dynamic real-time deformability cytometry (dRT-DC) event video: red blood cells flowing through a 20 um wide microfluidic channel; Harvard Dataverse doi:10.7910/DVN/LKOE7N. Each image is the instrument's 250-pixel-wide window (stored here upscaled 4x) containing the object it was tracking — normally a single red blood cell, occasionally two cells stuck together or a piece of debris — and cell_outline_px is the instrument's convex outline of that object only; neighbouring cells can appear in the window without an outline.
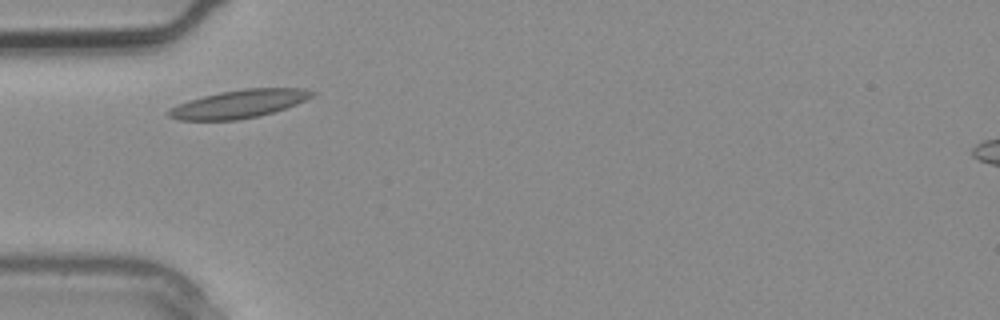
{"species": "common noctule bat (a hibernating species)", "species_latin": "Nyctalus noctula", "temperature_condition": "warm", "stored_images_in_passage": 1, "camera_frame_rate_fps": 3000, "um_per_image_px": 0.085, "animal": {"sex": "male", "body_mass_g": 20.4}, "frame": {"image": 1, "passage_image": 1, "time_ms": 0.0, "image_size_px": [1000, 320], "cell_outline_px": [[316, 92], [312, 96], [296, 104], [272, 112], [256, 116], [236, 120], [176, 120], [168, 116], [168, 108], [188, 100], [220, 92], [244, 88], [304, 88]], "centroid_in_image_um": [20.28, 8.83], "position_along_channel_um": 64.7, "area_um2": 23.29}}